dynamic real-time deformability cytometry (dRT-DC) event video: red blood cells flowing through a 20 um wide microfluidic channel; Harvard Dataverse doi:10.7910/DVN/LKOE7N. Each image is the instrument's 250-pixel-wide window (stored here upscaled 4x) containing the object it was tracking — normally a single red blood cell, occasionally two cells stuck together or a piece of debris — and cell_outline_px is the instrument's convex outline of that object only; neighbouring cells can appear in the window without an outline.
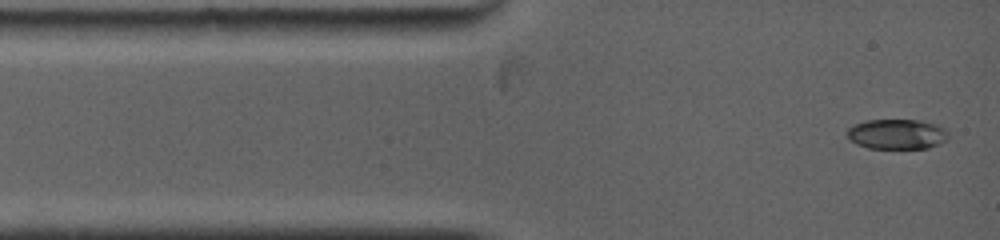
{"species": "common noctule bat (a hibernating species)", "species_latin": "Nyctalus noctula", "temperature_condition": "warm", "stored_images_in_passage": 36, "segment_of_instrument_passage": [1, 2], "camera_frame_rate_fps": 5000, "um_per_image_px": 0.085, "animal": {"sex": "female", "body_mass_g": 19.0, "forearm_length_mm": 53.3}, "frame": {"image": 1, "passage_image": 1, "time_ms": 0.0, "image_size_px": [1000, 240], "cell_outline_px": [[948, 136], [944, 140], [928, 148], [868, 148], [856, 144], [848, 136], [848, 128], [852, 124], [864, 120], [920, 120], [936, 124], [944, 128], [948, 132]], "centroid_in_image_um": [76.21, 11.38], "position_along_channel_um": 8.8, "area_um2": 17.63}}
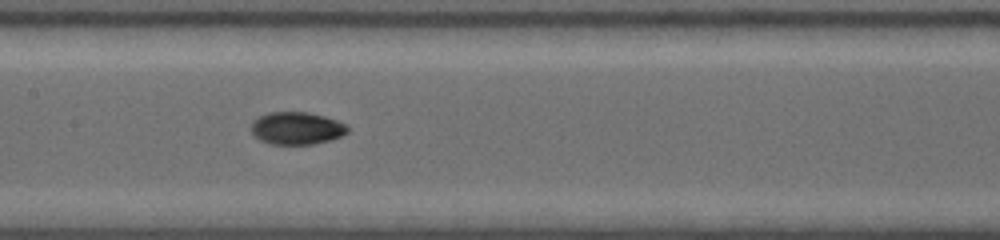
{"frame": {"image": 2, "passage_image": 16, "time_ms": 5.4, "image_size_px": [1000, 240], "cell_outline_px": [[348, 132], [332, 140], [312, 144], [272, 144], [260, 140], [252, 136], [252, 124], [260, 116], [268, 112], [308, 112], [324, 116], [336, 120], [344, 124], [348, 128]], "centroid_in_image_um": [25.21, 10.9], "position_along_channel_um": 182.2, "area_um2": 18.15}}
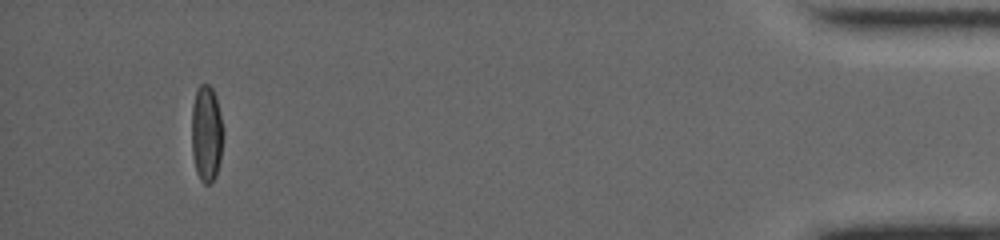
{"frame": {"image": 3, "passage_image": 31, "time_ms": 13.8, "image_size_px": [1000, 240], "cell_outline_px": [[220, 160], [216, 176], [208, 184], [204, 184], [200, 180], [196, 172], [192, 152], [192, 104], [196, 88], [200, 84], [208, 84], [212, 88], [216, 96], [220, 116]], "centroid_in_image_um": [17.5, 11.33], "position_along_channel_um": 417.7, "area_um2": 17.28}}